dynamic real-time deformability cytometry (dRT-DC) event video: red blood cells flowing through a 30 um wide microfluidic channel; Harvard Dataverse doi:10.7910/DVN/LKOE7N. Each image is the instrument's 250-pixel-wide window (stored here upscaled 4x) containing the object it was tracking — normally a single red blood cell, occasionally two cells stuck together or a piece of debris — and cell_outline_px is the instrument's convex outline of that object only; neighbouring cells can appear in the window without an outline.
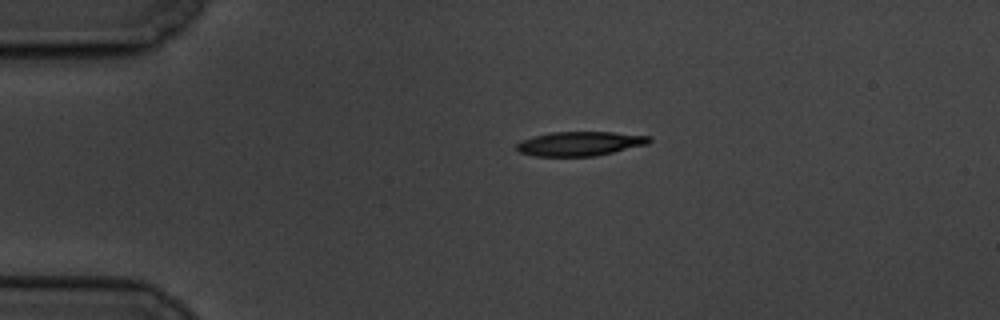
{"species": "common noctule bat (a hibernating species)", "species_latin": "Nyctalus noctula", "temperature_condition": "cold", "stored_images_in_passage": 3, "camera_frame_rate_fps": 3000, "um_per_image_px": 0.085, "animal": {"sex": "male", "body_mass_g": 19.5, "forearm_length_mm": 54.6}, "frame": {"image": 1, "passage_image": 1, "time_ms": 0.0, "image_size_px": [1000, 320], "cell_outline_px": [[652, 140], [648, 144], [596, 156], [536, 156], [520, 152], [512, 148], [520, 140], [532, 136], [552, 132], [612, 132], [652, 136]], "centroid_in_image_um": [49.26, 12.21], "position_along_channel_um": 35.7, "area_um2": 18.96}}